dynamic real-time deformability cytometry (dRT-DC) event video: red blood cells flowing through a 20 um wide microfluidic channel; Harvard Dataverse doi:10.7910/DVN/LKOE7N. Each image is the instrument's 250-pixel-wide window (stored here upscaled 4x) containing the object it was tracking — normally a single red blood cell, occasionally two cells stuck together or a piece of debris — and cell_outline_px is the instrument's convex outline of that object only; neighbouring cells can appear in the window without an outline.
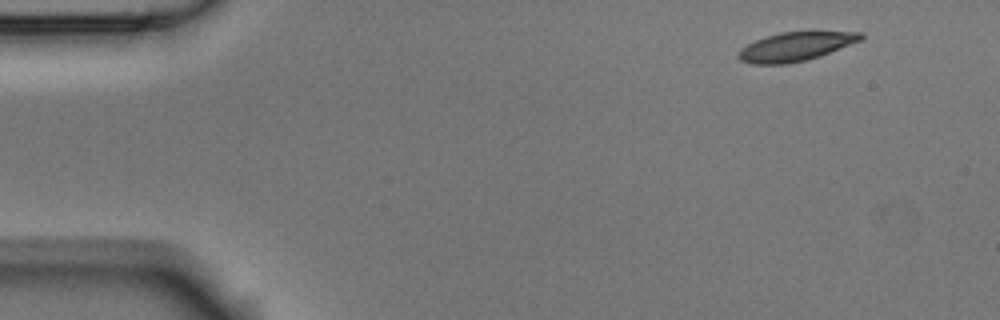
{"species": "Egyptian fruit bat (a non-hibernating species)", "species_latin": "Rousettus aegyptiacus", "temperature_condition": "room temperature", "stored_images_in_passage": 4, "camera_frame_rate_fps": 3000, "um_per_image_px": 0.085, "animal": {"sex": "male"}, "frame": {"image": 1, "passage_image": 1, "time_ms": 0.0, "image_size_px": [1000, 320], "cell_outline_px": [[864, 40], [820, 56], [808, 60], [788, 64], [752, 64], [740, 60], [736, 56], [740, 48], [756, 40], [780, 32], [864, 32]], "centroid_in_image_um": [67.65, 3.97], "position_along_channel_um": 17.4, "area_um2": 20.69}}
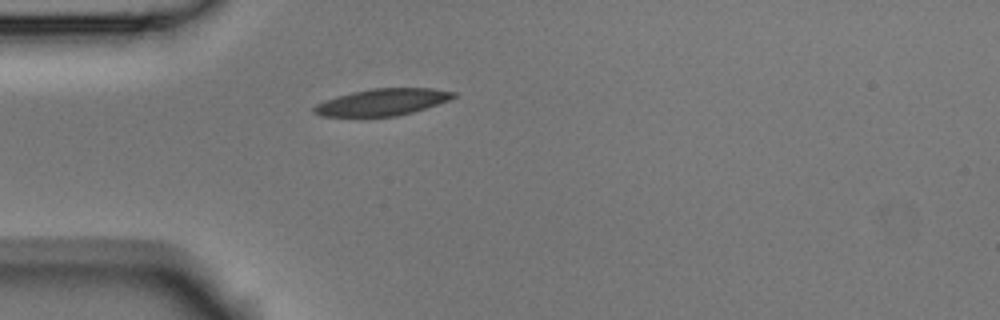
{"frame": {"image": 2, "passage_image": 4, "time_ms": 1.0, "image_size_px": [1000, 320], "cell_outline_px": [[456, 96], [448, 100], [412, 112], [396, 116], [320, 116], [312, 112], [312, 108], [316, 104], [336, 96], [352, 92], [372, 88], [432, 88], [456, 92]], "centroid_in_image_um": [32.46, 8.67], "position_along_channel_um": 52.5, "area_um2": 21.56}}